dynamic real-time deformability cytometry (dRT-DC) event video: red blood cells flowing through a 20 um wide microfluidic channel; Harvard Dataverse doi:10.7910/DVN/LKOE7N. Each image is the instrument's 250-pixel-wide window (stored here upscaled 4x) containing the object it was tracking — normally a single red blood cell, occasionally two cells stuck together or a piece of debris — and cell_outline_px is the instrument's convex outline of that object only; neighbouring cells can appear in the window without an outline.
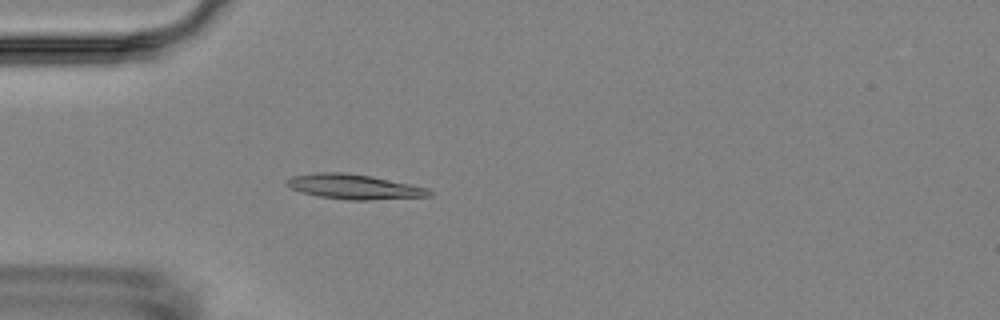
{"species": "Egyptian fruit bat (a non-hibernating species)", "species_latin": "Rousettus aegyptiacus", "temperature_condition": "room temperature", "stored_images_in_passage": 4, "camera_frame_rate_fps": 3000, "um_per_image_px": 0.085, "animal": {"sex": "female"}, "frame": {"image": 1, "passage_image": 4, "time_ms": 4.667, "image_size_px": [1000, 320], "cell_outline_px": [[432, 196], [368, 200], [348, 200], [320, 196], [300, 192], [284, 184], [284, 180], [292, 176], [316, 172], [344, 172], [372, 176], [428, 188], [432, 192]], "centroid_in_image_um": [30.06, 15.86], "position_along_channel_um": 54.9, "area_um2": 20.69}}